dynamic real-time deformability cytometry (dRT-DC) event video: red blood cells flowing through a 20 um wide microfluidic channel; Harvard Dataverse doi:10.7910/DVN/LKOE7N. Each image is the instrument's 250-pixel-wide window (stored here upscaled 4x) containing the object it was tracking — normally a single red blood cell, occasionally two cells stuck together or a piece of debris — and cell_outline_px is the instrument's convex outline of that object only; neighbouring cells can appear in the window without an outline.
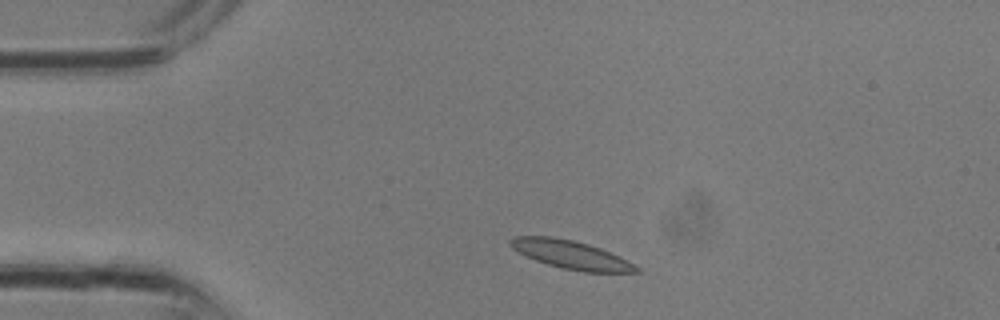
{"species": "common noctule bat (a hibernating species)", "species_latin": "Nyctalus noctula", "temperature_condition": "room temperature", "stored_images_in_passage": 15, "camera_frame_rate_fps": 3000, "um_per_image_px": 0.085, "animal": {"sex": "male", "body_mass_g": 13.3}, "frame": {"image": 1, "passage_image": 3, "time_ms": 0.667, "image_size_px": [1000, 320], "cell_outline_px": [[640, 272], [584, 272], [560, 268], [536, 260], [512, 248], [508, 244], [508, 240], [516, 236], [552, 236], [572, 240], [588, 244], [600, 248], [640, 268]], "centroid_in_image_um": [48.48, 21.64], "position_along_channel_um": 36.5, "area_um2": 20.4}}
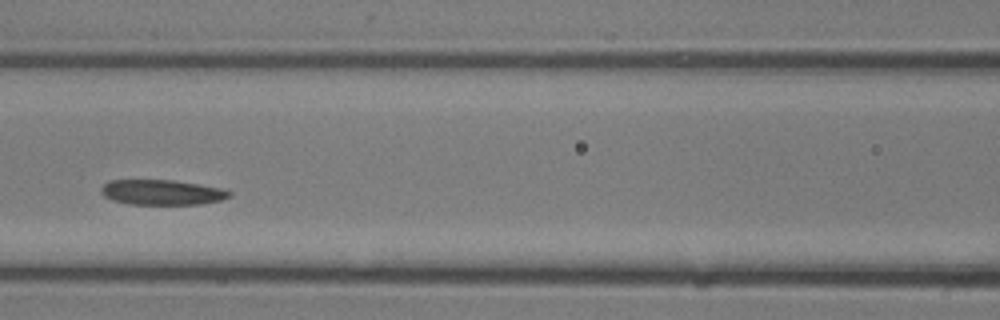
{"frame": {"image": 2, "passage_image": 10, "time_ms": 3.0, "image_size_px": [1000, 320], "cell_outline_px": [[232, 196], [220, 200], [200, 204], [128, 204], [112, 200], [104, 196], [100, 192], [100, 188], [108, 180], [172, 180], [224, 188], [232, 192]], "centroid_in_image_um": [13.76, 16.34], "position_along_channel_um": 152.8, "area_um2": 18.9}}
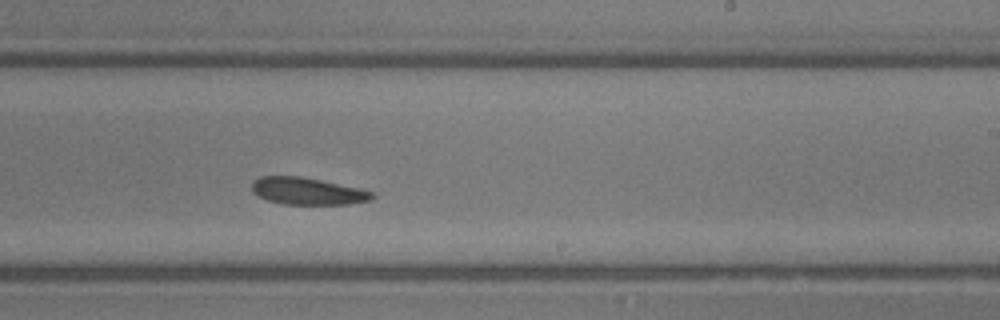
{"frame": {"image": 3, "passage_image": 15, "time_ms": 4.667, "image_size_px": [1000, 320], "cell_outline_px": [[376, 196], [372, 200], [348, 204], [284, 204], [268, 200], [252, 192], [252, 184], [260, 176], [300, 176], [360, 188], [372, 192]], "centroid_in_image_um": [26.17, 16.25], "position_along_channel_um": 262.8, "area_um2": 18.84}}